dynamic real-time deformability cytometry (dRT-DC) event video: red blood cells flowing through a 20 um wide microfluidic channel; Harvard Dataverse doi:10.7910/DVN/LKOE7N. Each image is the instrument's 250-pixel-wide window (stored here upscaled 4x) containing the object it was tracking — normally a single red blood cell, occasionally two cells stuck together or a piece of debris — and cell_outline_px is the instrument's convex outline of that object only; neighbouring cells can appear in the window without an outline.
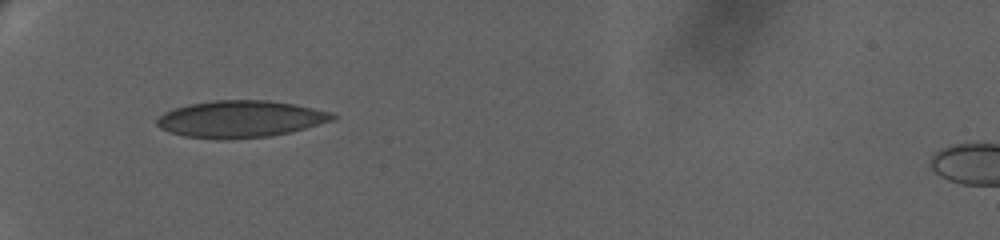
{"species": "human", "species_latin": "Homo sapiens", "temperature_condition": "warm", "stored_images_in_passage": 28, "camera_frame_rate_fps": 3000, "um_per_image_px": 0.085, "donor": {"sex": "female"}, "frame": {"image": 1, "passage_image": 1, "time_ms": 0.0, "image_size_px": [1000, 240], "cell_outline_px": [[340, 116], [332, 120], [292, 132], [272, 136], [184, 136], [168, 132], [160, 128], [156, 124], [156, 120], [164, 112], [172, 108], [188, 104], [212, 100], [268, 100], [296, 104], [328, 112]], "centroid_in_image_um": [20.44, 10.07], "position_along_channel_um": 64.6, "area_um2": 36.76}}
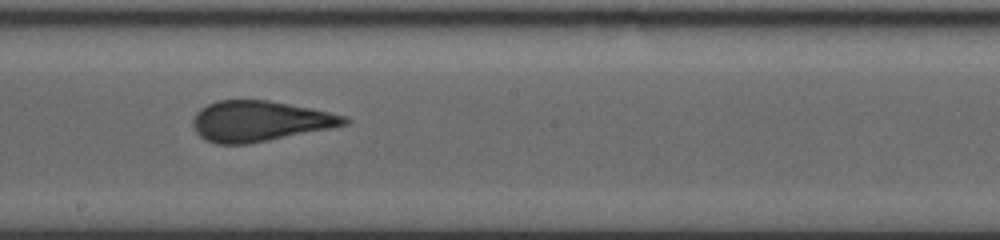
{"frame": {"image": 2, "passage_image": 11, "time_ms": 5.333, "image_size_px": [1000, 240], "cell_outline_px": [[352, 120], [348, 124], [248, 144], [216, 144], [200, 136], [196, 132], [192, 124], [192, 120], [196, 112], [200, 108], [216, 100], [268, 100], [312, 108], [348, 116]], "centroid_in_image_um": [22.07, 10.28], "position_along_channel_um": 226.1, "area_um2": 35.66}}
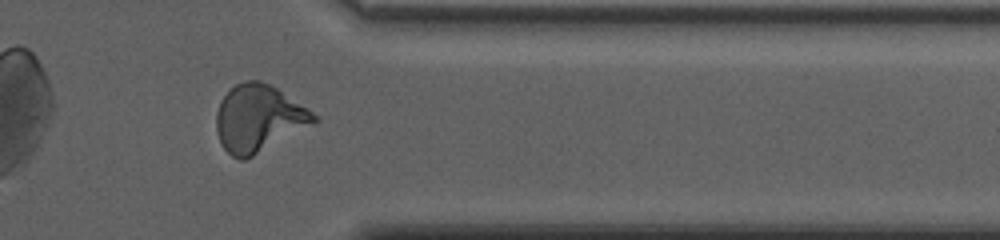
{"frame": {"image": 3, "passage_image": 22, "time_ms": 10.333, "image_size_px": [1000, 240], "cell_outline_px": [[320, 120], [316, 124], [244, 160], [240, 160], [232, 156], [220, 144], [216, 132], [216, 112], [220, 100], [236, 84], [248, 80], [260, 80], [276, 88], [312, 112]], "centroid_in_image_um": [21.97, 10.08], "position_along_channel_um": 389.4, "area_um2": 37.97}, "authors_computed_cell_mechanics": {"area_um2": 35.8649, "velocity_mm_per_s": 3.3276, "shape_relaxation_time_tau1_ms": null, "shape_relaxation_time_tau2_ms": 0.8355, "deformation_change_tau1": null, "deformation_change_tau2": 0.0742}}